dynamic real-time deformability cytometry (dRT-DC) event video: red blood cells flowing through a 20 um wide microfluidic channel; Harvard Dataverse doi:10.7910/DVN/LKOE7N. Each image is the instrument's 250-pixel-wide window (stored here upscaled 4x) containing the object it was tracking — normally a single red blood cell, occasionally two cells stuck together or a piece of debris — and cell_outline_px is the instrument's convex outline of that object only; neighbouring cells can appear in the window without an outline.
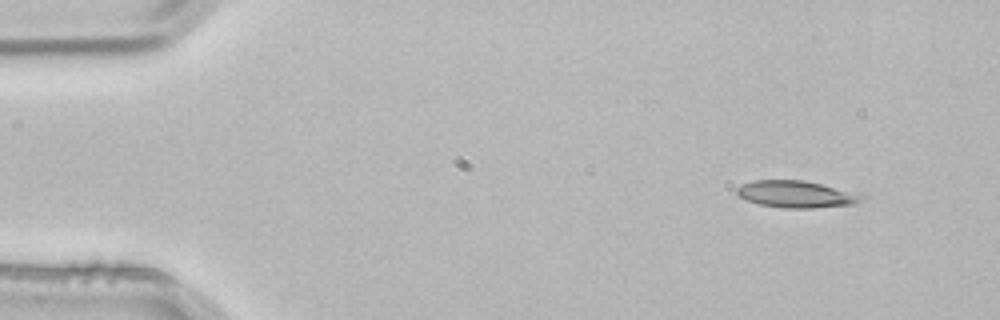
{"species": "common noctule bat (a hibernating species)", "species_latin": "Nyctalus noctula", "temperature_condition": "room temperature", "stored_images_in_passage": 3, "camera_frame_rate_fps": 3000, "um_per_image_px": 0.085, "animal": {"sex": "male", "body_mass_g": 21.5, "forearm_length_mm": 52.0}, "frame": {"image": 1, "passage_image": 1, "time_ms": 0.0, "image_size_px": [1000, 320], "cell_outline_px": [[868, 196], [852, 204], [812, 208], [784, 208], [760, 204], [744, 200], [736, 196], [736, 188], [752, 180], [804, 180], [860, 192]], "centroid_in_image_um": [67.7, 16.5], "position_along_channel_um": 17.3, "area_um2": 19.88}}
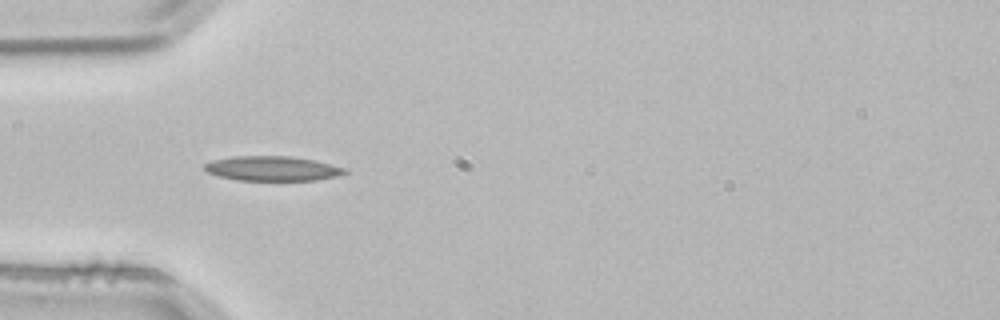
{"frame": {"image": 2, "passage_image": 3, "time_ms": 0.667, "image_size_px": [1000, 320], "cell_outline_px": [[348, 172], [336, 176], [316, 180], [236, 180], [216, 176], [208, 172], [204, 168], [204, 164], [212, 160], [232, 156], [292, 156], [316, 160], [344, 168]], "centroid_in_image_um": [23.11, 14.32], "position_along_channel_um": 61.9, "area_um2": 20.23}}